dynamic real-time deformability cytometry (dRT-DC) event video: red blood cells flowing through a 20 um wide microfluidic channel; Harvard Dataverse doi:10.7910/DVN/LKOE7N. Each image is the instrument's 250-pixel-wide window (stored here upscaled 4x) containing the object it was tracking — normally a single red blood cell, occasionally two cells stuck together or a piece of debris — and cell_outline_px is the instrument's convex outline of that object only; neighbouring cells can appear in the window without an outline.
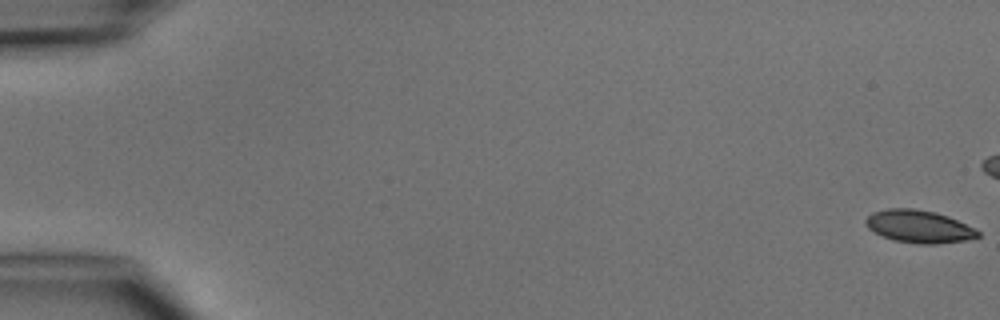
{"species": "common noctule bat (a hibernating species)", "species_latin": "Nyctalus noctula", "temperature_condition": "cold", "stored_images_in_passage": 6, "camera_frame_rate_fps": 3000, "um_per_image_px": 0.085, "animal": {"sex": "male", "body_mass_g": 15.6}, "frame": {"image": 1, "passage_image": 1, "time_ms": 0.0, "image_size_px": [1000, 320], "cell_outline_px": [[980, 236], [964, 240], [936, 244], [916, 244], [892, 240], [868, 228], [864, 224], [864, 220], [872, 212], [888, 208], [912, 208], [936, 212], [948, 216], [976, 228], [980, 232]], "centroid_in_image_um": [78.11, 19.25], "position_along_channel_um": 6.9, "area_um2": 21.44}}
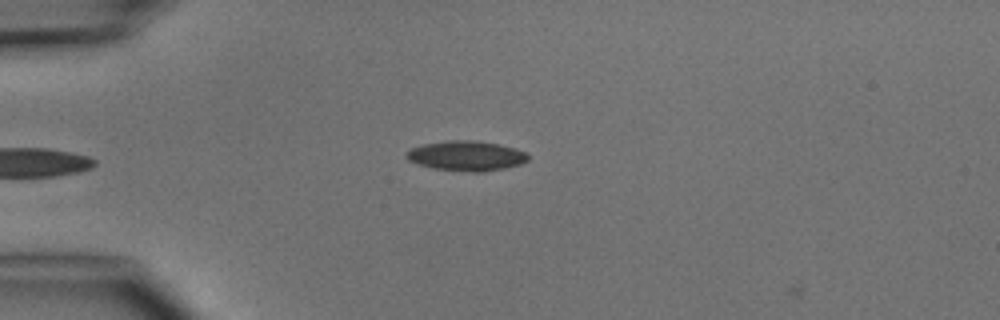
{"frame": {"image": 2, "passage_image": 6, "time_ms": 5.667, "image_size_px": [1000, 320], "cell_outline_px": [[528, 160], [520, 164], [504, 168], [484, 172], [472, 172], [432, 168], [416, 164], [408, 160], [404, 156], [404, 152], [412, 148], [424, 144], [448, 140], [476, 140], [500, 144], [516, 148], [528, 152]], "centroid_in_image_um": [39.63, 13.24], "position_along_channel_um": 45.4, "area_um2": 21.5}}